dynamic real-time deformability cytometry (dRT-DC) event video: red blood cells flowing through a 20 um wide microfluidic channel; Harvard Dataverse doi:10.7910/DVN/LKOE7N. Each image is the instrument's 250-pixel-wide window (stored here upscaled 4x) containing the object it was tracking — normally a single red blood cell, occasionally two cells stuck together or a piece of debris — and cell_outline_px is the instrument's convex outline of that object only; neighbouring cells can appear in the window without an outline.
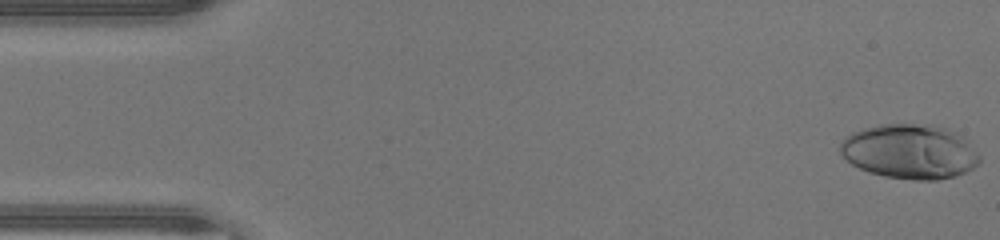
{"species": "human", "species_latin": "Homo sapiens", "temperature_condition": "warm", "stored_images_in_passage": 45, "camera_frame_rate_fps": 3000, "um_per_image_px": 0.085, "donor": {"sex": "male"}, "frame": {"image": 1, "passage_image": 1, "time_ms": 0.0, "image_size_px": [1000, 240], "cell_outline_px": [[980, 164], [956, 176], [936, 180], [916, 180], [884, 176], [868, 172], [852, 164], [840, 152], [840, 144], [844, 136], [852, 132], [864, 128], [884, 124], [912, 124], [944, 128], [956, 132], [980, 156]], "centroid_in_image_um": [77.3, 12.9], "position_along_channel_um": 7.7, "area_um2": 43.87}}
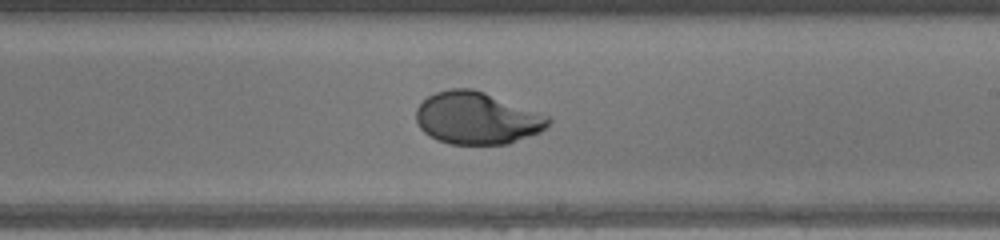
{"frame": {"image": 2, "passage_image": 27, "time_ms": 8.667, "image_size_px": [1000, 240], "cell_outline_px": [[552, 120], [540, 132], [508, 144], [448, 144], [436, 140], [424, 132], [420, 128], [416, 120], [416, 108], [428, 96], [436, 92], [452, 88], [472, 88], [484, 92], [552, 116]], "centroid_in_image_um": [40.55, 10.04], "position_along_channel_um": 248.5, "area_um2": 40.4}}
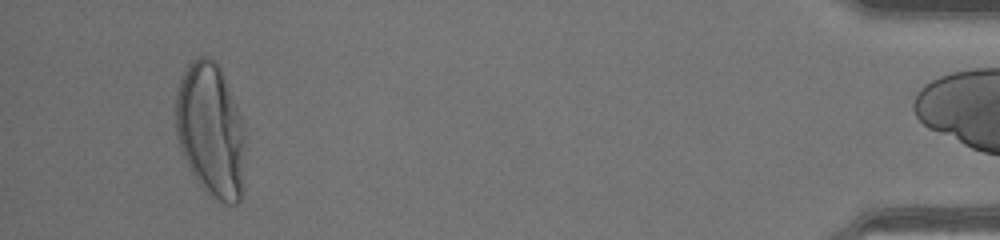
{"frame": {"image": 3, "passage_image": 44, "time_ms": 14.333, "image_size_px": [1000, 240], "cell_outline_px": [[244, 140], [240, 200], [236, 204], [224, 204], [216, 200], [200, 184], [192, 172], [180, 148], [176, 136], [176, 92], [180, 76], [188, 64], [192, 60], [200, 56], [208, 56], [216, 60], [220, 68], [240, 116], [244, 128]], "centroid_in_image_um": [17.88, 11.02], "position_along_channel_um": 417.3, "area_um2": 53.7}, "authors_computed_cell_mechanics": {"area_um2": 40.4022, "velocity_mm_per_s": 4.4179, "shape_relaxation_time_tau1_ms": 4.6062, "shape_relaxation_time_tau2_ms": null, "deformation_change_tau1": 0.2626, "deformation_change_tau2": null}}